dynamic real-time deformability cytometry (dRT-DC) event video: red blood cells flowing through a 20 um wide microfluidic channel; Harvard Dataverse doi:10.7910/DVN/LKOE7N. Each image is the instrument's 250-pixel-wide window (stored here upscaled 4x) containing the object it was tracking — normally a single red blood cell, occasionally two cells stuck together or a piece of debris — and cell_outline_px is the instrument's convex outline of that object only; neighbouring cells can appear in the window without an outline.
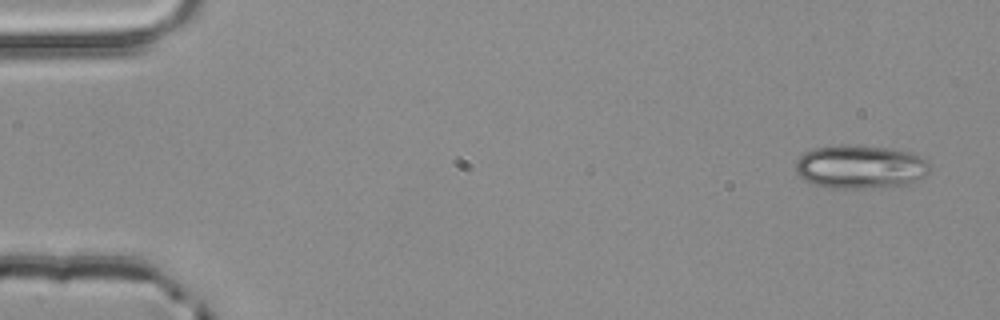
{"species": "common noctule bat (a hibernating species)", "species_latin": "Nyctalus noctula", "temperature_condition": "room temperature", "stored_images_in_passage": 4, "camera_frame_rate_fps": 3000, "um_per_image_px": 0.085, "animal": {"sex": "male", "body_mass_g": 20.4}, "frame": {"image": 1, "passage_image": 1, "time_ms": 0.0, "image_size_px": [1000, 320], "cell_outline_px": [[928, 172], [920, 180], [904, 184], [864, 188], [832, 188], [812, 184], [804, 180], [796, 172], [796, 160], [804, 152], [812, 148], [840, 144], [848, 144], [888, 148], [908, 152], [924, 160], [928, 164]], "centroid_in_image_um": [73.04, 14.17], "position_along_channel_um": 12.0, "area_um2": 33.87}}
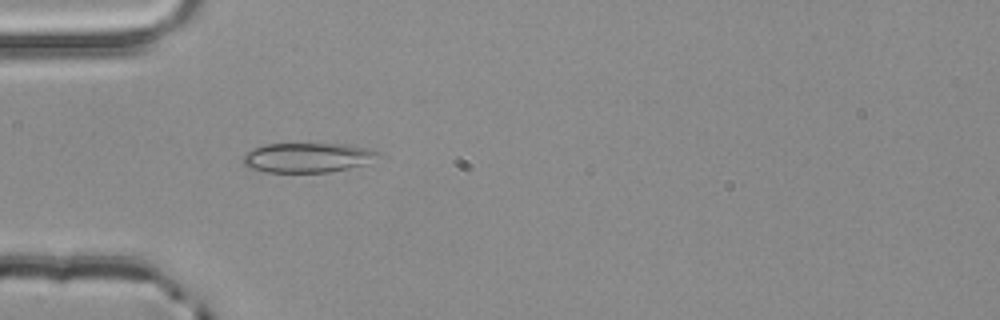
{"frame": {"image": 2, "passage_image": 4, "time_ms": 1.0, "image_size_px": [1000, 320], "cell_outline_px": [[380, 156], [368, 164], [328, 172], [268, 172], [248, 168], [244, 164], [244, 156], [248, 152], [264, 144], [344, 144], [368, 148], [380, 152]], "centroid_in_image_um": [26.19, 13.4], "position_along_channel_um": 58.8, "area_um2": 23.24}}